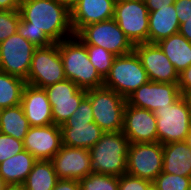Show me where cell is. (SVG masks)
<instances>
[{
  "label": "cell",
  "mask_w": 191,
  "mask_h": 190,
  "mask_svg": "<svg viewBox=\"0 0 191 190\" xmlns=\"http://www.w3.org/2000/svg\"><path fill=\"white\" fill-rule=\"evenodd\" d=\"M53 190H80V183L75 179H59Z\"/></svg>",
  "instance_id": "cell-36"
},
{
  "label": "cell",
  "mask_w": 191,
  "mask_h": 190,
  "mask_svg": "<svg viewBox=\"0 0 191 190\" xmlns=\"http://www.w3.org/2000/svg\"><path fill=\"white\" fill-rule=\"evenodd\" d=\"M188 190H191V181H190V185H189V188H188Z\"/></svg>",
  "instance_id": "cell-46"
},
{
  "label": "cell",
  "mask_w": 191,
  "mask_h": 190,
  "mask_svg": "<svg viewBox=\"0 0 191 190\" xmlns=\"http://www.w3.org/2000/svg\"><path fill=\"white\" fill-rule=\"evenodd\" d=\"M178 88L182 95L191 89V65L179 74Z\"/></svg>",
  "instance_id": "cell-35"
},
{
  "label": "cell",
  "mask_w": 191,
  "mask_h": 190,
  "mask_svg": "<svg viewBox=\"0 0 191 190\" xmlns=\"http://www.w3.org/2000/svg\"><path fill=\"white\" fill-rule=\"evenodd\" d=\"M88 51V57L92 65L96 68L99 75L105 79L116 57L112 52L96 45H85Z\"/></svg>",
  "instance_id": "cell-28"
},
{
  "label": "cell",
  "mask_w": 191,
  "mask_h": 190,
  "mask_svg": "<svg viewBox=\"0 0 191 190\" xmlns=\"http://www.w3.org/2000/svg\"><path fill=\"white\" fill-rule=\"evenodd\" d=\"M26 81L0 70V110L21 104Z\"/></svg>",
  "instance_id": "cell-27"
},
{
  "label": "cell",
  "mask_w": 191,
  "mask_h": 190,
  "mask_svg": "<svg viewBox=\"0 0 191 190\" xmlns=\"http://www.w3.org/2000/svg\"><path fill=\"white\" fill-rule=\"evenodd\" d=\"M51 162L59 179L81 180L93 173L90 151L85 148L62 145Z\"/></svg>",
  "instance_id": "cell-17"
},
{
  "label": "cell",
  "mask_w": 191,
  "mask_h": 190,
  "mask_svg": "<svg viewBox=\"0 0 191 190\" xmlns=\"http://www.w3.org/2000/svg\"><path fill=\"white\" fill-rule=\"evenodd\" d=\"M20 18L19 10H0V43L17 33Z\"/></svg>",
  "instance_id": "cell-31"
},
{
  "label": "cell",
  "mask_w": 191,
  "mask_h": 190,
  "mask_svg": "<svg viewBox=\"0 0 191 190\" xmlns=\"http://www.w3.org/2000/svg\"><path fill=\"white\" fill-rule=\"evenodd\" d=\"M162 172L191 177V148L185 141L163 144Z\"/></svg>",
  "instance_id": "cell-22"
},
{
  "label": "cell",
  "mask_w": 191,
  "mask_h": 190,
  "mask_svg": "<svg viewBox=\"0 0 191 190\" xmlns=\"http://www.w3.org/2000/svg\"><path fill=\"white\" fill-rule=\"evenodd\" d=\"M185 142L188 144V146L191 148V127L189 130V133L187 134Z\"/></svg>",
  "instance_id": "cell-43"
},
{
  "label": "cell",
  "mask_w": 191,
  "mask_h": 190,
  "mask_svg": "<svg viewBox=\"0 0 191 190\" xmlns=\"http://www.w3.org/2000/svg\"><path fill=\"white\" fill-rule=\"evenodd\" d=\"M58 47L66 79L85 90L103 87L104 79L92 65L87 48L77 35L60 41Z\"/></svg>",
  "instance_id": "cell-2"
},
{
  "label": "cell",
  "mask_w": 191,
  "mask_h": 190,
  "mask_svg": "<svg viewBox=\"0 0 191 190\" xmlns=\"http://www.w3.org/2000/svg\"><path fill=\"white\" fill-rule=\"evenodd\" d=\"M37 159L27 150L0 163V176L7 185L22 186Z\"/></svg>",
  "instance_id": "cell-23"
},
{
  "label": "cell",
  "mask_w": 191,
  "mask_h": 190,
  "mask_svg": "<svg viewBox=\"0 0 191 190\" xmlns=\"http://www.w3.org/2000/svg\"><path fill=\"white\" fill-rule=\"evenodd\" d=\"M94 122L104 132H119L123 128L126 99L114 90L100 87L87 90Z\"/></svg>",
  "instance_id": "cell-6"
},
{
  "label": "cell",
  "mask_w": 191,
  "mask_h": 190,
  "mask_svg": "<svg viewBox=\"0 0 191 190\" xmlns=\"http://www.w3.org/2000/svg\"><path fill=\"white\" fill-rule=\"evenodd\" d=\"M149 81L146 70L133 51L114 58L110 71L104 79L103 87L114 90L126 99Z\"/></svg>",
  "instance_id": "cell-5"
},
{
  "label": "cell",
  "mask_w": 191,
  "mask_h": 190,
  "mask_svg": "<svg viewBox=\"0 0 191 190\" xmlns=\"http://www.w3.org/2000/svg\"><path fill=\"white\" fill-rule=\"evenodd\" d=\"M113 19L133 45L148 43L149 12L144 0H116Z\"/></svg>",
  "instance_id": "cell-10"
},
{
  "label": "cell",
  "mask_w": 191,
  "mask_h": 190,
  "mask_svg": "<svg viewBox=\"0 0 191 190\" xmlns=\"http://www.w3.org/2000/svg\"><path fill=\"white\" fill-rule=\"evenodd\" d=\"M19 12L17 33L37 48L74 35L71 12L58 0H21Z\"/></svg>",
  "instance_id": "cell-1"
},
{
  "label": "cell",
  "mask_w": 191,
  "mask_h": 190,
  "mask_svg": "<svg viewBox=\"0 0 191 190\" xmlns=\"http://www.w3.org/2000/svg\"><path fill=\"white\" fill-rule=\"evenodd\" d=\"M190 181L191 177L161 172L153 180V184L158 190H188Z\"/></svg>",
  "instance_id": "cell-30"
},
{
  "label": "cell",
  "mask_w": 191,
  "mask_h": 190,
  "mask_svg": "<svg viewBox=\"0 0 191 190\" xmlns=\"http://www.w3.org/2000/svg\"><path fill=\"white\" fill-rule=\"evenodd\" d=\"M178 32L191 42V19L180 24Z\"/></svg>",
  "instance_id": "cell-39"
},
{
  "label": "cell",
  "mask_w": 191,
  "mask_h": 190,
  "mask_svg": "<svg viewBox=\"0 0 191 190\" xmlns=\"http://www.w3.org/2000/svg\"><path fill=\"white\" fill-rule=\"evenodd\" d=\"M60 3L65 5L69 10H71L80 0H58Z\"/></svg>",
  "instance_id": "cell-40"
},
{
  "label": "cell",
  "mask_w": 191,
  "mask_h": 190,
  "mask_svg": "<svg viewBox=\"0 0 191 190\" xmlns=\"http://www.w3.org/2000/svg\"><path fill=\"white\" fill-rule=\"evenodd\" d=\"M180 74L191 65V42L179 32L156 43Z\"/></svg>",
  "instance_id": "cell-24"
},
{
  "label": "cell",
  "mask_w": 191,
  "mask_h": 190,
  "mask_svg": "<svg viewBox=\"0 0 191 190\" xmlns=\"http://www.w3.org/2000/svg\"><path fill=\"white\" fill-rule=\"evenodd\" d=\"M122 133L129 143L158 142L157 120L154 112L126 103Z\"/></svg>",
  "instance_id": "cell-16"
},
{
  "label": "cell",
  "mask_w": 191,
  "mask_h": 190,
  "mask_svg": "<svg viewBox=\"0 0 191 190\" xmlns=\"http://www.w3.org/2000/svg\"><path fill=\"white\" fill-rule=\"evenodd\" d=\"M154 114L159 143L163 145L186 140L191 127V113L183 95L170 107L158 108Z\"/></svg>",
  "instance_id": "cell-7"
},
{
  "label": "cell",
  "mask_w": 191,
  "mask_h": 190,
  "mask_svg": "<svg viewBox=\"0 0 191 190\" xmlns=\"http://www.w3.org/2000/svg\"><path fill=\"white\" fill-rule=\"evenodd\" d=\"M174 6L180 24L191 19V0H175Z\"/></svg>",
  "instance_id": "cell-34"
},
{
  "label": "cell",
  "mask_w": 191,
  "mask_h": 190,
  "mask_svg": "<svg viewBox=\"0 0 191 190\" xmlns=\"http://www.w3.org/2000/svg\"><path fill=\"white\" fill-rule=\"evenodd\" d=\"M58 180L51 160H37L22 184V189L53 190Z\"/></svg>",
  "instance_id": "cell-26"
},
{
  "label": "cell",
  "mask_w": 191,
  "mask_h": 190,
  "mask_svg": "<svg viewBox=\"0 0 191 190\" xmlns=\"http://www.w3.org/2000/svg\"><path fill=\"white\" fill-rule=\"evenodd\" d=\"M116 0H80L71 10V25L76 35L86 25L114 18Z\"/></svg>",
  "instance_id": "cell-19"
},
{
  "label": "cell",
  "mask_w": 191,
  "mask_h": 190,
  "mask_svg": "<svg viewBox=\"0 0 191 190\" xmlns=\"http://www.w3.org/2000/svg\"><path fill=\"white\" fill-rule=\"evenodd\" d=\"M174 4L149 12L148 43L156 44L178 33L179 20Z\"/></svg>",
  "instance_id": "cell-21"
},
{
  "label": "cell",
  "mask_w": 191,
  "mask_h": 190,
  "mask_svg": "<svg viewBox=\"0 0 191 190\" xmlns=\"http://www.w3.org/2000/svg\"><path fill=\"white\" fill-rule=\"evenodd\" d=\"M7 184L4 182V180L0 176V190H4Z\"/></svg>",
  "instance_id": "cell-44"
},
{
  "label": "cell",
  "mask_w": 191,
  "mask_h": 190,
  "mask_svg": "<svg viewBox=\"0 0 191 190\" xmlns=\"http://www.w3.org/2000/svg\"><path fill=\"white\" fill-rule=\"evenodd\" d=\"M80 190H118V177L90 173L79 180Z\"/></svg>",
  "instance_id": "cell-29"
},
{
  "label": "cell",
  "mask_w": 191,
  "mask_h": 190,
  "mask_svg": "<svg viewBox=\"0 0 191 190\" xmlns=\"http://www.w3.org/2000/svg\"><path fill=\"white\" fill-rule=\"evenodd\" d=\"M133 51L139 57L150 81L178 84V72L157 44H136Z\"/></svg>",
  "instance_id": "cell-15"
},
{
  "label": "cell",
  "mask_w": 191,
  "mask_h": 190,
  "mask_svg": "<svg viewBox=\"0 0 191 190\" xmlns=\"http://www.w3.org/2000/svg\"><path fill=\"white\" fill-rule=\"evenodd\" d=\"M58 43L34 50L26 84L45 88L65 80Z\"/></svg>",
  "instance_id": "cell-9"
},
{
  "label": "cell",
  "mask_w": 191,
  "mask_h": 190,
  "mask_svg": "<svg viewBox=\"0 0 191 190\" xmlns=\"http://www.w3.org/2000/svg\"><path fill=\"white\" fill-rule=\"evenodd\" d=\"M21 105L31 127L53 124L52 108L44 88L26 84Z\"/></svg>",
  "instance_id": "cell-20"
},
{
  "label": "cell",
  "mask_w": 191,
  "mask_h": 190,
  "mask_svg": "<svg viewBox=\"0 0 191 190\" xmlns=\"http://www.w3.org/2000/svg\"><path fill=\"white\" fill-rule=\"evenodd\" d=\"M146 190H158L156 186L153 184V182L147 187Z\"/></svg>",
  "instance_id": "cell-45"
},
{
  "label": "cell",
  "mask_w": 191,
  "mask_h": 190,
  "mask_svg": "<svg viewBox=\"0 0 191 190\" xmlns=\"http://www.w3.org/2000/svg\"><path fill=\"white\" fill-rule=\"evenodd\" d=\"M152 182L125 173L118 177V190H146Z\"/></svg>",
  "instance_id": "cell-33"
},
{
  "label": "cell",
  "mask_w": 191,
  "mask_h": 190,
  "mask_svg": "<svg viewBox=\"0 0 191 190\" xmlns=\"http://www.w3.org/2000/svg\"><path fill=\"white\" fill-rule=\"evenodd\" d=\"M148 12L174 4L175 0H144Z\"/></svg>",
  "instance_id": "cell-37"
},
{
  "label": "cell",
  "mask_w": 191,
  "mask_h": 190,
  "mask_svg": "<svg viewBox=\"0 0 191 190\" xmlns=\"http://www.w3.org/2000/svg\"><path fill=\"white\" fill-rule=\"evenodd\" d=\"M126 162V173L153 182L163 170V145L130 143Z\"/></svg>",
  "instance_id": "cell-11"
},
{
  "label": "cell",
  "mask_w": 191,
  "mask_h": 190,
  "mask_svg": "<svg viewBox=\"0 0 191 190\" xmlns=\"http://www.w3.org/2000/svg\"><path fill=\"white\" fill-rule=\"evenodd\" d=\"M128 138L119 132H104L89 149L93 173L119 177L127 171Z\"/></svg>",
  "instance_id": "cell-3"
},
{
  "label": "cell",
  "mask_w": 191,
  "mask_h": 190,
  "mask_svg": "<svg viewBox=\"0 0 191 190\" xmlns=\"http://www.w3.org/2000/svg\"><path fill=\"white\" fill-rule=\"evenodd\" d=\"M30 127L21 104L0 110V133L23 141Z\"/></svg>",
  "instance_id": "cell-25"
},
{
  "label": "cell",
  "mask_w": 191,
  "mask_h": 190,
  "mask_svg": "<svg viewBox=\"0 0 191 190\" xmlns=\"http://www.w3.org/2000/svg\"><path fill=\"white\" fill-rule=\"evenodd\" d=\"M181 96L178 84L149 81L129 95L126 103L155 112L158 108L170 107Z\"/></svg>",
  "instance_id": "cell-14"
},
{
  "label": "cell",
  "mask_w": 191,
  "mask_h": 190,
  "mask_svg": "<svg viewBox=\"0 0 191 190\" xmlns=\"http://www.w3.org/2000/svg\"><path fill=\"white\" fill-rule=\"evenodd\" d=\"M76 35L85 45L100 46L116 56L130 54L134 50V45L114 19L86 25Z\"/></svg>",
  "instance_id": "cell-8"
},
{
  "label": "cell",
  "mask_w": 191,
  "mask_h": 190,
  "mask_svg": "<svg viewBox=\"0 0 191 190\" xmlns=\"http://www.w3.org/2000/svg\"><path fill=\"white\" fill-rule=\"evenodd\" d=\"M36 48L18 33L11 35L0 43V70L26 81Z\"/></svg>",
  "instance_id": "cell-12"
},
{
  "label": "cell",
  "mask_w": 191,
  "mask_h": 190,
  "mask_svg": "<svg viewBox=\"0 0 191 190\" xmlns=\"http://www.w3.org/2000/svg\"><path fill=\"white\" fill-rule=\"evenodd\" d=\"M183 97L186 99L188 106H189V109H190V113H191V89L186 91L183 94Z\"/></svg>",
  "instance_id": "cell-41"
},
{
  "label": "cell",
  "mask_w": 191,
  "mask_h": 190,
  "mask_svg": "<svg viewBox=\"0 0 191 190\" xmlns=\"http://www.w3.org/2000/svg\"><path fill=\"white\" fill-rule=\"evenodd\" d=\"M23 144L24 150L37 160H51L62 146L61 127L55 124L30 127Z\"/></svg>",
  "instance_id": "cell-18"
},
{
  "label": "cell",
  "mask_w": 191,
  "mask_h": 190,
  "mask_svg": "<svg viewBox=\"0 0 191 190\" xmlns=\"http://www.w3.org/2000/svg\"><path fill=\"white\" fill-rule=\"evenodd\" d=\"M4 190H23V189H22V186L7 185Z\"/></svg>",
  "instance_id": "cell-42"
},
{
  "label": "cell",
  "mask_w": 191,
  "mask_h": 190,
  "mask_svg": "<svg viewBox=\"0 0 191 190\" xmlns=\"http://www.w3.org/2000/svg\"><path fill=\"white\" fill-rule=\"evenodd\" d=\"M44 90L52 108L53 124L59 126L73 115L87 94V90L79 88L69 79L49 85Z\"/></svg>",
  "instance_id": "cell-13"
},
{
  "label": "cell",
  "mask_w": 191,
  "mask_h": 190,
  "mask_svg": "<svg viewBox=\"0 0 191 190\" xmlns=\"http://www.w3.org/2000/svg\"><path fill=\"white\" fill-rule=\"evenodd\" d=\"M62 145L90 149L104 131L94 122L90 99L85 96L78 109L61 126Z\"/></svg>",
  "instance_id": "cell-4"
},
{
  "label": "cell",
  "mask_w": 191,
  "mask_h": 190,
  "mask_svg": "<svg viewBox=\"0 0 191 190\" xmlns=\"http://www.w3.org/2000/svg\"><path fill=\"white\" fill-rule=\"evenodd\" d=\"M24 150L23 141L0 133V163Z\"/></svg>",
  "instance_id": "cell-32"
},
{
  "label": "cell",
  "mask_w": 191,
  "mask_h": 190,
  "mask_svg": "<svg viewBox=\"0 0 191 190\" xmlns=\"http://www.w3.org/2000/svg\"><path fill=\"white\" fill-rule=\"evenodd\" d=\"M20 2L21 0H0V10H19Z\"/></svg>",
  "instance_id": "cell-38"
}]
</instances>
